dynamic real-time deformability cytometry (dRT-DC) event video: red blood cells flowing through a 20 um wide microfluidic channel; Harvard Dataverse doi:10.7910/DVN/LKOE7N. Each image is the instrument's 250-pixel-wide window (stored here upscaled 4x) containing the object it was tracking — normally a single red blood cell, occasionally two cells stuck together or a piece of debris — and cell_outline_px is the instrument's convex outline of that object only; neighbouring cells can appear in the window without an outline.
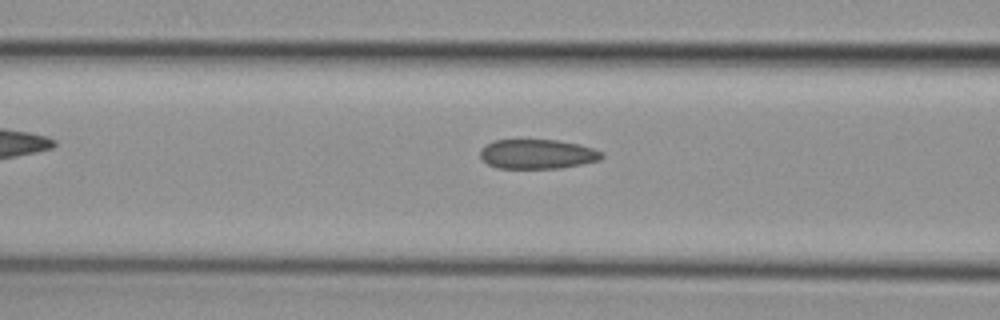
{"species": "common noctule bat (a hibernating species)", "species_latin": "Nyctalus noctula", "temperature_condition": "cold", "stored_images_in_passage": 5, "segment_of_instrument_passage": [2, 2], "camera_frame_rate_fps": 3000, "um_per_image_px": 0.085, "animal": {"sex": "female", "body_mass_g": 29.2, "forearm_length_mm": 56.3}, "frame": {"image": 1, "passage_image": 5, "time_ms": 1.333, "image_size_px": [1000, 320], "cell_outline_px": [[604, 156], [600, 160], [560, 168], [496, 168], [488, 164], [480, 156], [480, 148], [492, 140], [556, 140], [580, 144], [604, 152]], "centroid_in_image_um": [45.67, 13.09], "position_along_channel_um": 120.9, "area_um2": 20.98}}